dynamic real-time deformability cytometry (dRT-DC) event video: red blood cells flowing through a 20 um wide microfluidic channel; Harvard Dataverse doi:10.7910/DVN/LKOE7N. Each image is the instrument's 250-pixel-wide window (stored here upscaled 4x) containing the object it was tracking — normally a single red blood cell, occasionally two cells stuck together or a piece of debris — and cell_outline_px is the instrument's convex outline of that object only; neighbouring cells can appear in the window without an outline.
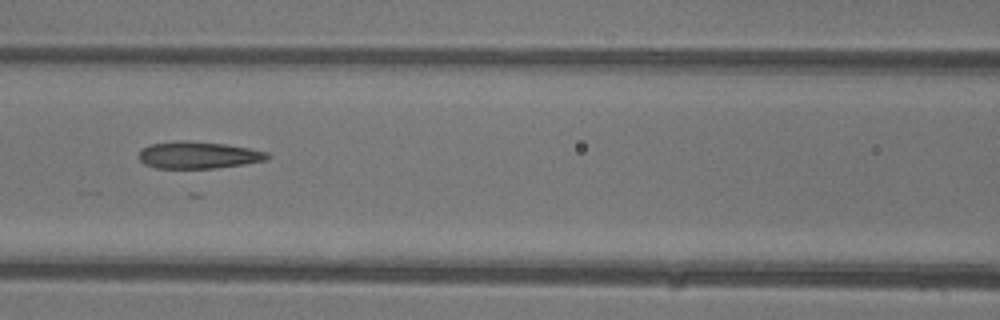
{"species": "common noctule bat (a hibernating species)", "species_latin": "Nyctalus noctula", "temperature_condition": "warm", "stored_images_in_passage": 6, "camera_frame_rate_fps": 3000, "um_per_image_px": 0.085, "animal": {"sex": "female"}, "frame": {"image": 1, "passage_image": 5, "time_ms": 5.667, "image_size_px": [1000, 320], "cell_outline_px": [[268, 160], [244, 164], [212, 168], [156, 168], [144, 164], [140, 160], [140, 148], [148, 144], [176, 140], [188, 140], [228, 144], [268, 152]], "centroid_in_image_um": [16.82, 13.16], "position_along_channel_um": 149.8, "area_um2": 20.4}}
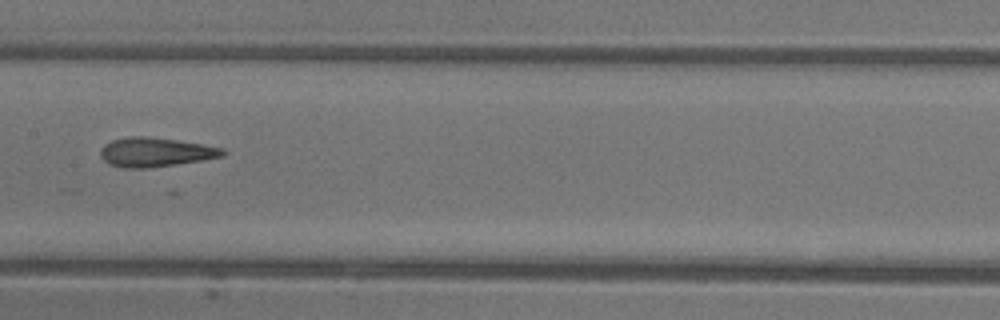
{"frame": {"image": 2, "passage_image": 6, "time_ms": 6.667, "image_size_px": [1000, 320], "cell_outline_px": [[224, 156], [200, 160], [144, 168], [124, 168], [108, 164], [100, 156], [100, 152], [104, 144], [112, 140], [128, 136], [148, 136], [176, 140], [224, 148]], "centroid_in_image_um": [13.15, 12.92], "position_along_channel_um": 194.2, "area_um2": 20.52}}